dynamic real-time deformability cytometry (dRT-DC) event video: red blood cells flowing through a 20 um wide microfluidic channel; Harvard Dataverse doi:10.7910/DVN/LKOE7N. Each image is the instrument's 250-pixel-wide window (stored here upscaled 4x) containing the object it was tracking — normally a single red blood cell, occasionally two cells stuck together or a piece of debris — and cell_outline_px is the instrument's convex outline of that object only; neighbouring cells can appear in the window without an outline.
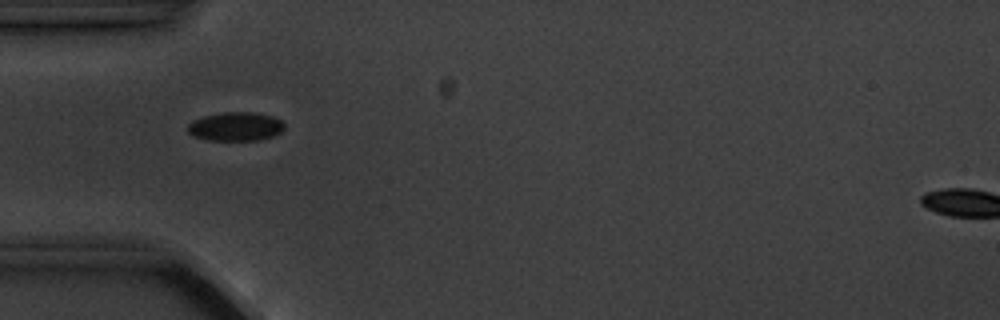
{"species": "common noctule bat (a hibernating species)", "species_latin": "Nyctalus noctula", "temperature_condition": "cold", "stored_images_in_passage": 3, "camera_frame_rate_fps": 3000, "um_per_image_px": 0.085, "animal": {"sex": "male", "body_mass_g": 20.1, "forearm_length_mm": 53.5}, "frame": {"image": 1, "passage_image": 2, "time_ms": 2.333, "image_size_px": [1000, 320], "cell_outline_px": [[284, 128], [280, 132], [272, 136], [260, 140], [208, 140], [192, 136], [188, 132], [188, 124], [192, 120], [204, 116], [224, 112], [252, 112], [272, 116], [280, 120], [284, 124]], "centroid_in_image_um": [20.0, 10.75], "position_along_channel_um": 65.0, "area_um2": 16.18}}